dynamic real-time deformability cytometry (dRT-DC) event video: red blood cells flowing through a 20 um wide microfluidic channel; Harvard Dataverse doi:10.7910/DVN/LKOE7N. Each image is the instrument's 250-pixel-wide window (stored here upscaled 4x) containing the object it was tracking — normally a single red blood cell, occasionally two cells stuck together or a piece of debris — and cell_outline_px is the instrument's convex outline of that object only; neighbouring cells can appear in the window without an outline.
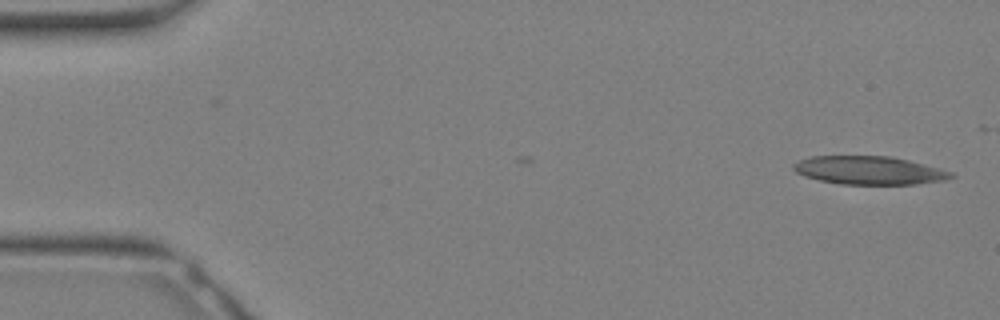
{"species": "Egyptian fruit bat (a non-hibernating species)", "species_latin": "Rousettus aegyptiacus", "temperature_condition": "warm", "stored_images_in_passage": 2, "camera_frame_rate_fps": 3000, "um_per_image_px": 0.085, "animal": {"sex": "female"}, "frame": {"image": 1, "passage_image": 2, "time_ms": 0.333, "image_size_px": [1000, 320], "cell_outline_px": [[956, 176], [944, 180], [912, 184], [840, 184], [820, 180], [804, 176], [796, 172], [792, 168], [792, 164], [800, 160], [812, 156], [892, 156], [908, 160], [952, 172]], "centroid_in_image_um": [73.84, 14.47], "position_along_channel_um": 11.2, "area_um2": 25.78}}